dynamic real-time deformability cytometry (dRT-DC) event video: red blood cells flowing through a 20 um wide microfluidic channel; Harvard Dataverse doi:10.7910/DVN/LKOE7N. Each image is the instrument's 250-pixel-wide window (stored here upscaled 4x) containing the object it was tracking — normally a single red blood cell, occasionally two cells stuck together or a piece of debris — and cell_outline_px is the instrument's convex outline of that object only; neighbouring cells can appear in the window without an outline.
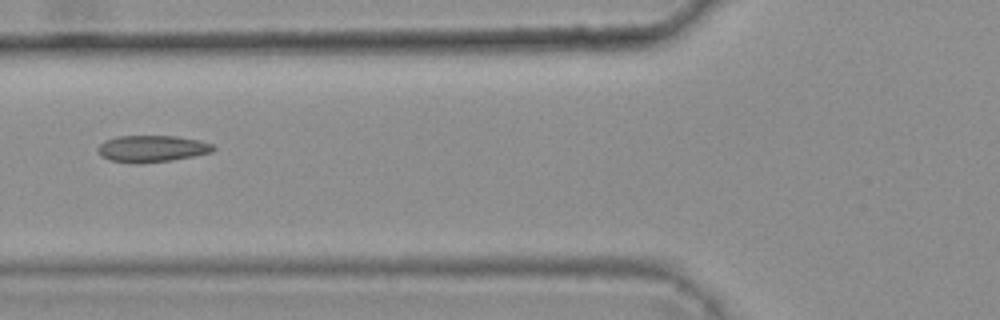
{"species": "common noctule bat (a hibernating species)", "species_latin": "Nyctalus noctula", "temperature_condition": "warm", "stored_images_in_passage": 7, "camera_frame_rate_fps": 3000, "um_per_image_px": 0.085, "animal": {"sex": "female", "body_mass_g": 25.1}, "frame": {"image": 1, "passage_image": 4, "time_ms": 1.0, "image_size_px": [1000, 320], "cell_outline_px": [[216, 148], [212, 152], [172, 160], [108, 160], [100, 156], [96, 148], [104, 140], [116, 136], [176, 136], [200, 140], [212, 144]], "centroid_in_image_um": [12.93, 12.58], "position_along_channel_um": 112.9, "area_um2": 17.22}}
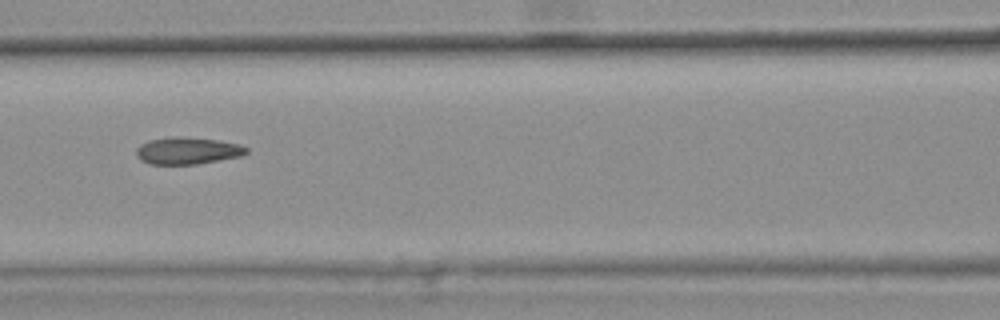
{"frame": {"image": 2, "passage_image": 5, "time_ms": 1.333, "image_size_px": [1000, 320], "cell_outline_px": [[248, 152], [240, 156], [196, 164], [148, 164], [140, 160], [136, 156], [136, 148], [140, 144], [148, 140], [172, 136], [180, 136], [216, 140], [240, 144], [248, 148]], "centroid_in_image_um": [15.89, 12.8], "position_along_channel_um": 150.7, "area_um2": 17.4}}